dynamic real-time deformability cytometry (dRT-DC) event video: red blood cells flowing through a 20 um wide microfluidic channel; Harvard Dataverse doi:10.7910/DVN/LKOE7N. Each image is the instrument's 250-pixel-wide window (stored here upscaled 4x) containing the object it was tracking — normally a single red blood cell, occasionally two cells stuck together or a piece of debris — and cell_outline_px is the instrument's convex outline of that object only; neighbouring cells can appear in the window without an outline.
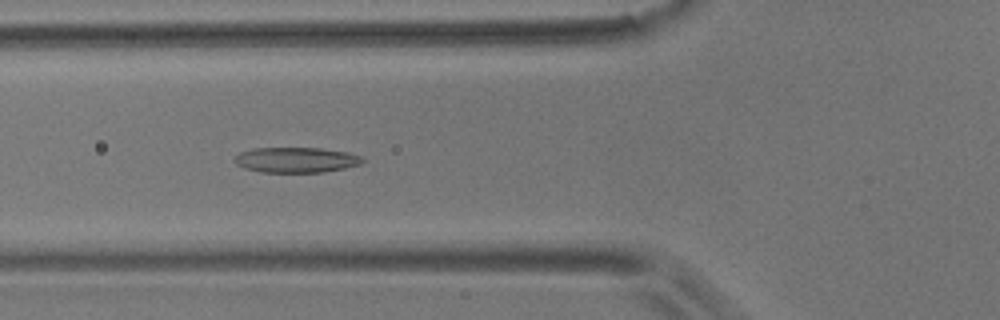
{"species": "common noctule bat (a hibernating species)", "species_latin": "Nyctalus noctula", "temperature_condition": "room temperature", "stored_images_in_passage": 8, "camera_frame_rate_fps": 3000, "um_per_image_px": 0.085, "animal": {"sex": "male", "body_mass_g": 17.9}, "frame": {"image": 1, "passage_image": 4, "time_ms": 1.0, "image_size_px": [1000, 320], "cell_outline_px": [[364, 160], [360, 164], [344, 168], [324, 172], [260, 172], [244, 168], [236, 164], [232, 160], [240, 152], [252, 148], [320, 148], [348, 152], [360, 156]], "centroid_in_image_um": [25.13, 13.59], "position_along_channel_um": 100.7, "area_um2": 18.9}}
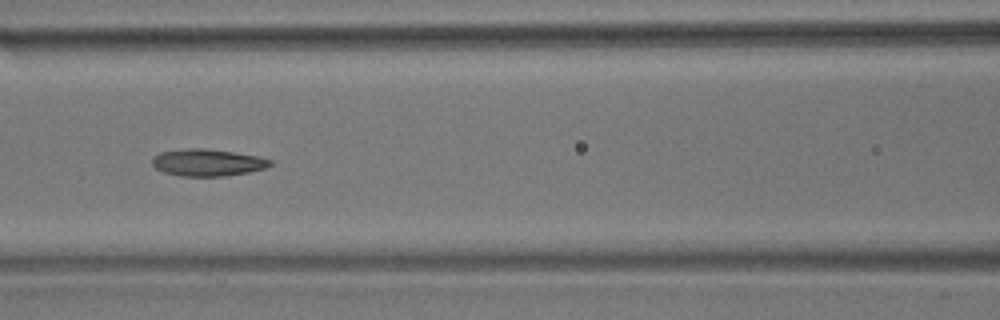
{"frame": {"image": 2, "passage_image": 5, "time_ms": 1.333, "image_size_px": [1000, 320], "cell_outline_px": [[272, 164], [264, 168], [248, 172], [224, 176], [180, 176], [164, 172], [156, 168], [152, 164], [152, 156], [160, 152], [188, 148], [204, 148], [260, 156], [272, 160]], "centroid_in_image_um": [17.62, 13.81], "position_along_channel_um": 149.0, "area_um2": 18.55}}
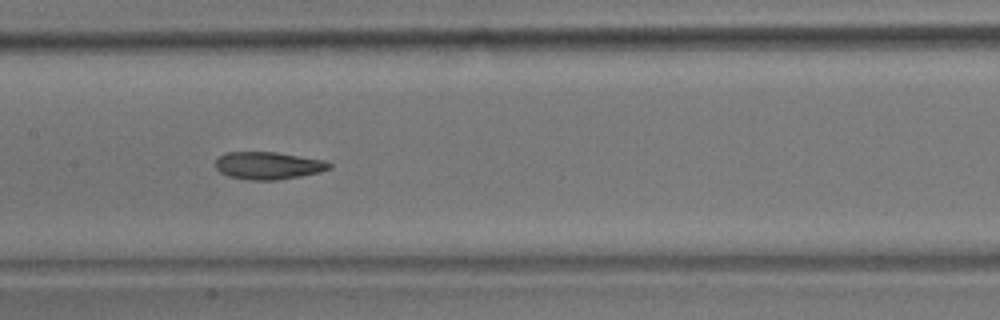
{"frame": {"image": 3, "passage_image": 6, "time_ms": 1.667, "image_size_px": [1000, 320], "cell_outline_px": [[332, 168], [320, 172], [300, 176], [276, 180], [248, 180], [228, 176], [220, 172], [216, 168], [216, 160], [220, 156], [228, 152], [276, 152], [324, 160], [332, 164]], "centroid_in_image_um": [22.82, 14.08], "position_along_channel_um": 184.6, "area_um2": 18.21}}